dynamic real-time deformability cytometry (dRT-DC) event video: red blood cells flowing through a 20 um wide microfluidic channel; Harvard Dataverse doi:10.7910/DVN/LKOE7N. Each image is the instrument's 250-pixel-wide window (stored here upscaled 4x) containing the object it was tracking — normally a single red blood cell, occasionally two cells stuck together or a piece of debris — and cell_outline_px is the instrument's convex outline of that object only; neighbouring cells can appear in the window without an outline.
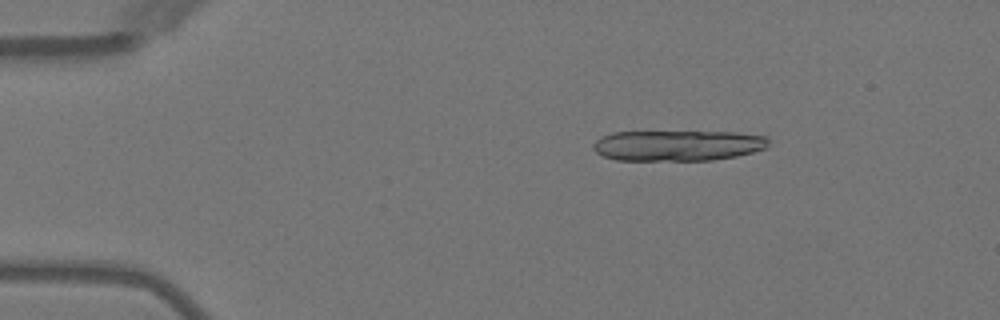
{"species": "Egyptian fruit bat (a non-hibernating species)", "species_latin": "Rousettus aegyptiacus", "temperature_condition": "warm", "stored_images_in_passage": 2, "camera_frame_rate_fps": 3000, "um_per_image_px": 0.085, "animal": {"sex": "female"}, "frame": {"image": 1, "passage_image": 1, "time_ms": 0.0, "image_size_px": [1000, 320], "cell_outline_px": [[768, 148], [736, 156], [712, 160], [616, 160], [604, 156], [596, 152], [592, 148], [592, 144], [600, 136], [612, 132], [736, 132], [768, 136]], "centroid_in_image_um": [57.6, 12.36], "position_along_channel_um": 27.4, "area_um2": 31.5}}